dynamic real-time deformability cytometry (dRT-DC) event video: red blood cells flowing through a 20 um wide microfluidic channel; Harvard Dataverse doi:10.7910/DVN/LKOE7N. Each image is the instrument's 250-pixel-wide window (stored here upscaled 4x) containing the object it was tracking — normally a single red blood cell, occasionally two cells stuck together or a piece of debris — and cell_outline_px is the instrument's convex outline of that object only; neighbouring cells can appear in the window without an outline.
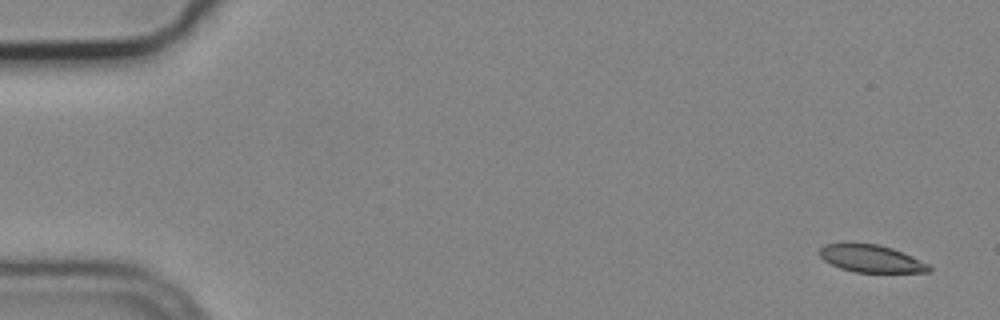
{"species": "common noctule bat (a hibernating species)", "species_latin": "Nyctalus noctula", "temperature_condition": "cold", "stored_images_in_passage": 5, "camera_frame_rate_fps": 3000, "um_per_image_px": 0.085, "animal": {"sex": "male", "body_mass_g": 19.2, "forearm_length_mm": 51.8}, "frame": {"image": 1, "passage_image": 1, "time_ms": 0.0, "image_size_px": [1000, 320], "cell_outline_px": [[932, 272], [856, 272], [840, 268], [824, 260], [816, 252], [824, 244], [844, 240], [852, 240], [876, 244], [892, 248], [912, 256], [928, 264], [932, 268]], "centroid_in_image_um": [73.96, 21.92], "position_along_channel_um": 11.0, "area_um2": 18.15}}